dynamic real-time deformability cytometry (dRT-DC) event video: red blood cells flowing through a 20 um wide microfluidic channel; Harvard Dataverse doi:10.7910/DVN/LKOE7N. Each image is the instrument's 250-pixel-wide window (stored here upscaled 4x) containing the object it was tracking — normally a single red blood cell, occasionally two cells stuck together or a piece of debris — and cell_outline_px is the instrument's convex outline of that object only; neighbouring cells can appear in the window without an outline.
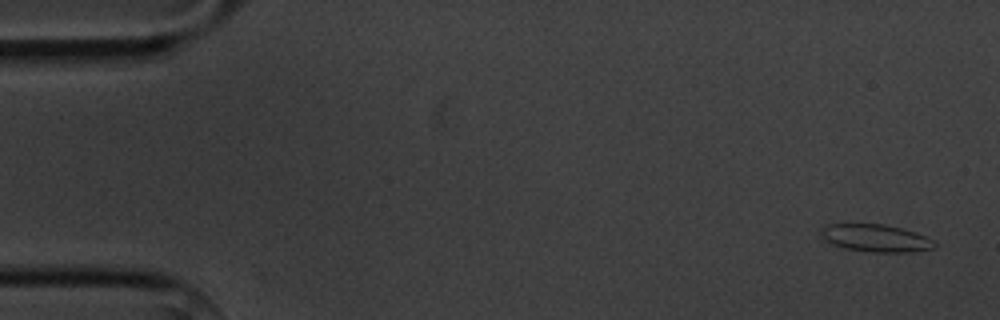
{"species": "common noctule bat (a hibernating species)", "species_latin": "Nyctalus noctula", "temperature_condition": "cold", "stored_images_in_passage": 6, "camera_frame_rate_fps": 3000, "um_per_image_px": 0.085, "animal": {"sex": "male", "body_mass_g": 20.1, "forearm_length_mm": 53.5}, "frame": {"image": 1, "passage_image": 1, "time_ms": 0.0, "image_size_px": [1000, 320], "cell_outline_px": [[936, 244], [932, 248], [908, 252], [868, 252], [844, 248], [832, 244], [820, 236], [820, 228], [828, 224], [884, 224], [916, 232], [932, 240]], "centroid_in_image_um": [74.38, 20.23], "position_along_channel_um": 10.6, "area_um2": 18.09}}
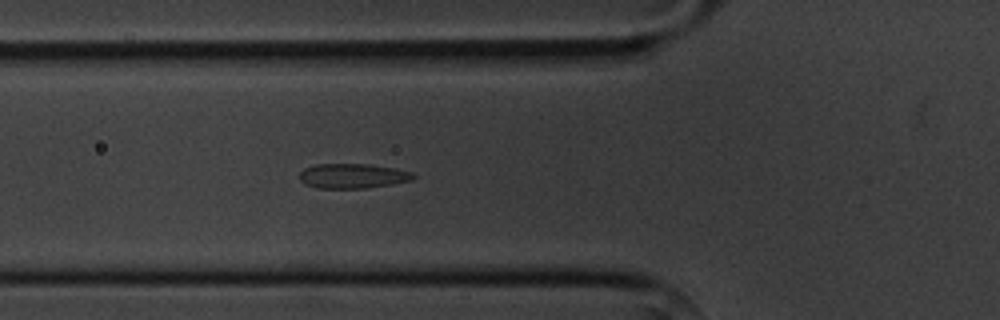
{"frame": {"image": 2, "passage_image": 6, "time_ms": 5.667, "image_size_px": [1000, 320], "cell_outline_px": [[416, 176], [412, 180], [392, 184], [364, 188], [316, 188], [304, 184], [300, 180], [300, 172], [304, 168], [316, 164], [368, 164], [396, 168], [412, 172]], "centroid_in_image_um": [29.97, 14.95], "position_along_channel_um": 95.8, "area_um2": 16.47}}